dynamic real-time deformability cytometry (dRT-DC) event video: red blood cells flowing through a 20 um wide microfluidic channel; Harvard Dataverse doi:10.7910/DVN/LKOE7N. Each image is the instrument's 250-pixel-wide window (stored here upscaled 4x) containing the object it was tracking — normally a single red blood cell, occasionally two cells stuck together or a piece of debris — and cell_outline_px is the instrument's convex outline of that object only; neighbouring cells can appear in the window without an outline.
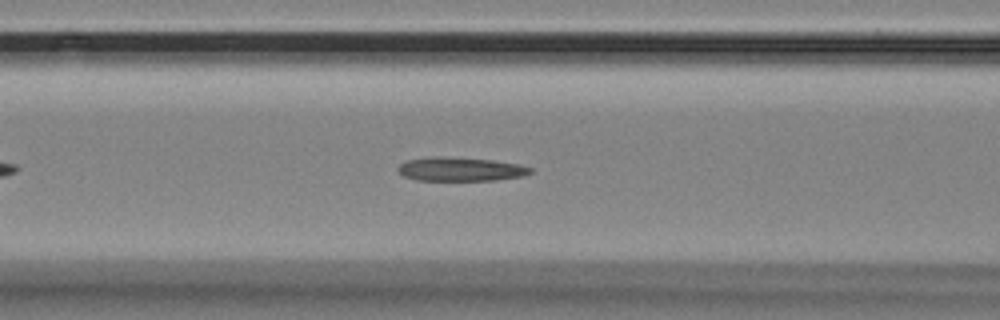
{"species": "Egyptian fruit bat (a non-hibernating species)", "species_latin": "Rousettus aegyptiacus", "temperature_condition": "room temperature", "stored_images_in_passage": 33, "camera_frame_rate_fps": 3000, "um_per_image_px": 0.085, "animal": {"sex": "female"}, "frame": {"image": 1, "passage_image": 13, "time_ms": 4.0, "image_size_px": [1000, 320], "cell_outline_px": [[532, 172], [524, 176], [496, 180], [416, 180], [404, 176], [396, 168], [404, 160], [436, 156], [492, 160], [520, 164], [532, 168]], "centroid_in_image_um": [39.14, 14.38], "position_along_channel_um": 127.5, "area_um2": 18.38}}
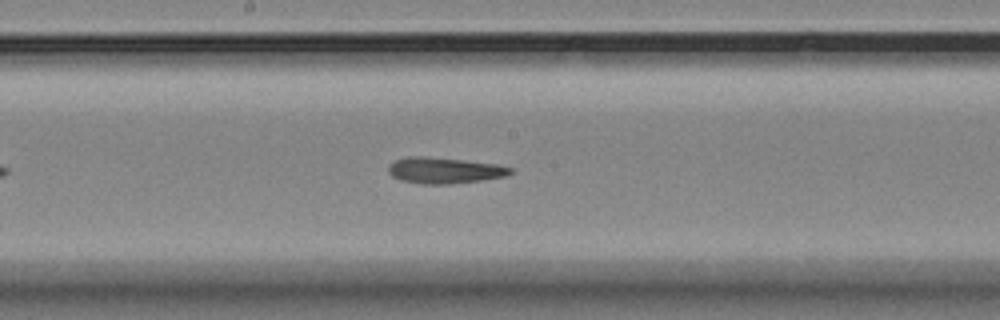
{"frame": {"image": 2, "passage_image": 20, "time_ms": 6.333, "image_size_px": [1000, 320], "cell_outline_px": [[512, 172], [504, 176], [480, 180], [448, 184], [420, 184], [400, 180], [392, 176], [388, 172], [388, 164], [396, 160], [408, 156], [424, 156], [464, 160], [496, 164], [512, 168]], "centroid_in_image_um": [37.71, 14.48], "position_along_channel_um": 210.5, "area_um2": 18.44}}
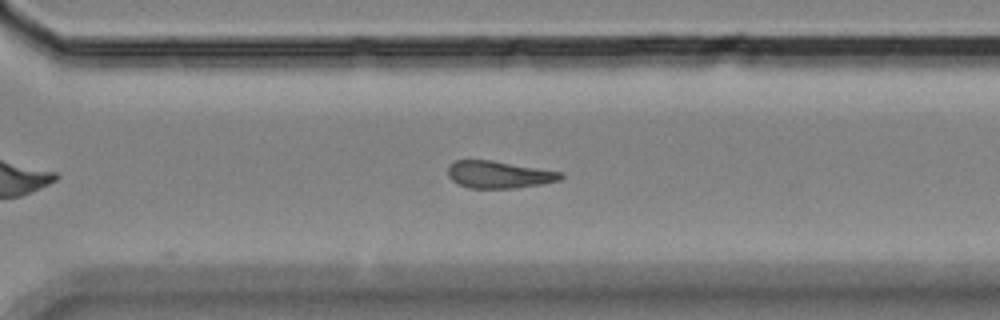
{"frame": {"image": 3, "passage_image": 30, "time_ms": 9.667, "image_size_px": [1000, 320], "cell_outline_px": [[564, 176], [560, 180], [540, 184], [516, 188], [468, 188], [456, 184], [448, 176], [448, 168], [456, 160], [492, 160], [564, 172]], "centroid_in_image_um": [42.42, 14.84], "position_along_channel_um": 328.2, "area_um2": 17.98}}